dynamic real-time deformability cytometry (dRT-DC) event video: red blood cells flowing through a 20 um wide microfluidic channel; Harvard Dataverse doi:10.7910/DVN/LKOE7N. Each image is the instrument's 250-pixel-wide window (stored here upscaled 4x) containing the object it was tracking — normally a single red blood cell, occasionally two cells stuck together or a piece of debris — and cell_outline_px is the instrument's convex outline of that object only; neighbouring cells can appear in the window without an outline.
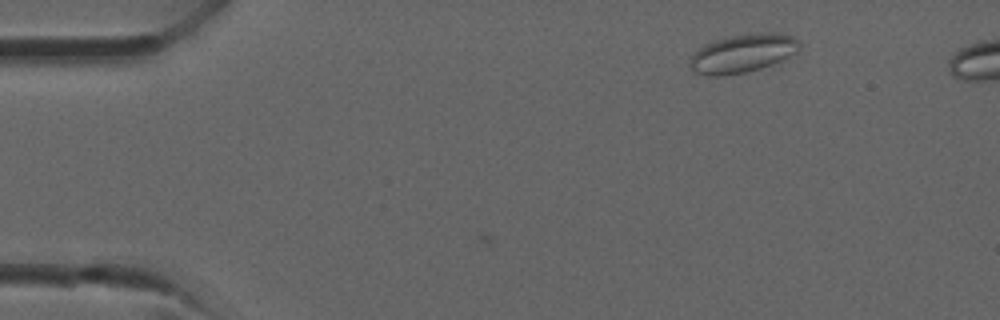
{"species": "common noctule bat (a hibernating species)", "species_latin": "Nyctalus noctula", "temperature_condition": "room temperature", "stored_images_in_passage": 7, "camera_frame_rate_fps": 3000, "um_per_image_px": 0.085, "animal": {"sex": "male", "forearm_length_mm": 52.5}, "frame": {"image": 1, "passage_image": 7, "time_ms": 2.0, "image_size_px": [1000, 320], "cell_outline_px": [[800, 44], [796, 52], [772, 64], [748, 72], [720, 76], [708, 76], [696, 72], [688, 64], [688, 60], [704, 44], [716, 40], [732, 36], [756, 32], [772, 32], [792, 36], [800, 40]], "centroid_in_image_um": [63.12, 4.53], "position_along_channel_um": 21.9, "area_um2": 24.39}}